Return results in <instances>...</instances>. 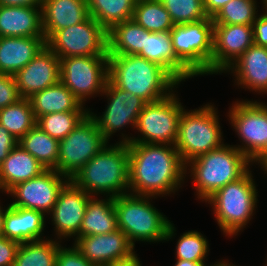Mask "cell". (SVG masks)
<instances>
[{"label":"cell","mask_w":267,"mask_h":266,"mask_svg":"<svg viewBox=\"0 0 267 266\" xmlns=\"http://www.w3.org/2000/svg\"><path fill=\"white\" fill-rule=\"evenodd\" d=\"M128 148L130 194L165 195L174 192L185 178L187 165L175 145L128 143Z\"/></svg>","instance_id":"6da1fadb"},{"label":"cell","mask_w":267,"mask_h":266,"mask_svg":"<svg viewBox=\"0 0 267 266\" xmlns=\"http://www.w3.org/2000/svg\"><path fill=\"white\" fill-rule=\"evenodd\" d=\"M108 79L146 103L167 97L179 84L160 65L138 55H108Z\"/></svg>","instance_id":"7a4b0ae2"},{"label":"cell","mask_w":267,"mask_h":266,"mask_svg":"<svg viewBox=\"0 0 267 266\" xmlns=\"http://www.w3.org/2000/svg\"><path fill=\"white\" fill-rule=\"evenodd\" d=\"M104 146L73 177L72 181L87 194L106 193L114 198L128 194L129 148L126 143ZM125 190V191H124Z\"/></svg>","instance_id":"3957f363"},{"label":"cell","mask_w":267,"mask_h":266,"mask_svg":"<svg viewBox=\"0 0 267 266\" xmlns=\"http://www.w3.org/2000/svg\"><path fill=\"white\" fill-rule=\"evenodd\" d=\"M150 197L130 193L114 197L117 226L133 246L138 240L157 242L174 236L173 224L151 205Z\"/></svg>","instance_id":"277c9868"},{"label":"cell","mask_w":267,"mask_h":266,"mask_svg":"<svg viewBox=\"0 0 267 266\" xmlns=\"http://www.w3.org/2000/svg\"><path fill=\"white\" fill-rule=\"evenodd\" d=\"M251 161L237 147L223 145L187 163L200 199L205 201L218 189L241 178Z\"/></svg>","instance_id":"5b68a950"},{"label":"cell","mask_w":267,"mask_h":266,"mask_svg":"<svg viewBox=\"0 0 267 266\" xmlns=\"http://www.w3.org/2000/svg\"><path fill=\"white\" fill-rule=\"evenodd\" d=\"M216 113L215 108L208 104L191 112L183 108L175 148L185 165L224 145L221 143L222 133Z\"/></svg>","instance_id":"8992f818"},{"label":"cell","mask_w":267,"mask_h":266,"mask_svg":"<svg viewBox=\"0 0 267 266\" xmlns=\"http://www.w3.org/2000/svg\"><path fill=\"white\" fill-rule=\"evenodd\" d=\"M249 172L218 189L206 200L214 207L218 225L229 236L236 235L253 215L257 190Z\"/></svg>","instance_id":"52a82bcc"},{"label":"cell","mask_w":267,"mask_h":266,"mask_svg":"<svg viewBox=\"0 0 267 266\" xmlns=\"http://www.w3.org/2000/svg\"><path fill=\"white\" fill-rule=\"evenodd\" d=\"M213 21L174 25L171 32L176 56L197 76L212 74Z\"/></svg>","instance_id":"ba28073f"},{"label":"cell","mask_w":267,"mask_h":266,"mask_svg":"<svg viewBox=\"0 0 267 266\" xmlns=\"http://www.w3.org/2000/svg\"><path fill=\"white\" fill-rule=\"evenodd\" d=\"M182 110L183 106L174 93L159 101L146 103L136 123V129L143 138L125 137L120 143L175 145Z\"/></svg>","instance_id":"9c48e42d"},{"label":"cell","mask_w":267,"mask_h":266,"mask_svg":"<svg viewBox=\"0 0 267 266\" xmlns=\"http://www.w3.org/2000/svg\"><path fill=\"white\" fill-rule=\"evenodd\" d=\"M106 144L97 123L88 113L65 138L59 140L57 172L72 179Z\"/></svg>","instance_id":"30bf717a"},{"label":"cell","mask_w":267,"mask_h":266,"mask_svg":"<svg viewBox=\"0 0 267 266\" xmlns=\"http://www.w3.org/2000/svg\"><path fill=\"white\" fill-rule=\"evenodd\" d=\"M107 31L93 17L56 31L46 45L59 59L72 56L108 55Z\"/></svg>","instance_id":"8fae6325"},{"label":"cell","mask_w":267,"mask_h":266,"mask_svg":"<svg viewBox=\"0 0 267 266\" xmlns=\"http://www.w3.org/2000/svg\"><path fill=\"white\" fill-rule=\"evenodd\" d=\"M60 81L82 103L102 93L108 81V55L72 56L60 59Z\"/></svg>","instance_id":"7c38bea8"},{"label":"cell","mask_w":267,"mask_h":266,"mask_svg":"<svg viewBox=\"0 0 267 266\" xmlns=\"http://www.w3.org/2000/svg\"><path fill=\"white\" fill-rule=\"evenodd\" d=\"M229 114L232 126L245 143L237 148L253 162L267 145V105L256 101L236 102Z\"/></svg>","instance_id":"4fadbf2b"},{"label":"cell","mask_w":267,"mask_h":266,"mask_svg":"<svg viewBox=\"0 0 267 266\" xmlns=\"http://www.w3.org/2000/svg\"><path fill=\"white\" fill-rule=\"evenodd\" d=\"M63 177L67 180L64 181ZM68 180L56 170L46 169L37 177L12 187L7 193L17 198L10 205L50 213L61 188Z\"/></svg>","instance_id":"5bb4252c"},{"label":"cell","mask_w":267,"mask_h":266,"mask_svg":"<svg viewBox=\"0 0 267 266\" xmlns=\"http://www.w3.org/2000/svg\"><path fill=\"white\" fill-rule=\"evenodd\" d=\"M102 93L106 94L110 101L106 111L101 117L93 115L90 111L89 114L95 120L97 127L108 142L111 134L127 124L131 123L136 128L138 116L146 102L129 91L116 87L109 79Z\"/></svg>","instance_id":"9a60e30c"},{"label":"cell","mask_w":267,"mask_h":266,"mask_svg":"<svg viewBox=\"0 0 267 266\" xmlns=\"http://www.w3.org/2000/svg\"><path fill=\"white\" fill-rule=\"evenodd\" d=\"M253 43L252 25L214 24L212 74L227 71Z\"/></svg>","instance_id":"2e32d148"},{"label":"cell","mask_w":267,"mask_h":266,"mask_svg":"<svg viewBox=\"0 0 267 266\" xmlns=\"http://www.w3.org/2000/svg\"><path fill=\"white\" fill-rule=\"evenodd\" d=\"M91 198L71 179L64 184L51 211L52 221L60 238L73 235L79 238V230Z\"/></svg>","instance_id":"e0dca14e"},{"label":"cell","mask_w":267,"mask_h":266,"mask_svg":"<svg viewBox=\"0 0 267 266\" xmlns=\"http://www.w3.org/2000/svg\"><path fill=\"white\" fill-rule=\"evenodd\" d=\"M74 246L96 266H110L134 253V246L119 228L108 234L76 238Z\"/></svg>","instance_id":"ac0fdd59"},{"label":"cell","mask_w":267,"mask_h":266,"mask_svg":"<svg viewBox=\"0 0 267 266\" xmlns=\"http://www.w3.org/2000/svg\"><path fill=\"white\" fill-rule=\"evenodd\" d=\"M13 76L21 98H30L36 92L60 81V59L46 45L24 68Z\"/></svg>","instance_id":"d6986e66"},{"label":"cell","mask_w":267,"mask_h":266,"mask_svg":"<svg viewBox=\"0 0 267 266\" xmlns=\"http://www.w3.org/2000/svg\"><path fill=\"white\" fill-rule=\"evenodd\" d=\"M164 68L178 83L195 74L176 56L170 31H145V42L137 54Z\"/></svg>","instance_id":"ffe728a7"},{"label":"cell","mask_w":267,"mask_h":266,"mask_svg":"<svg viewBox=\"0 0 267 266\" xmlns=\"http://www.w3.org/2000/svg\"><path fill=\"white\" fill-rule=\"evenodd\" d=\"M41 9L46 41L56 31L80 24L89 17L87 0H43Z\"/></svg>","instance_id":"44dd1931"},{"label":"cell","mask_w":267,"mask_h":266,"mask_svg":"<svg viewBox=\"0 0 267 266\" xmlns=\"http://www.w3.org/2000/svg\"><path fill=\"white\" fill-rule=\"evenodd\" d=\"M39 9L0 5V37H44L42 9Z\"/></svg>","instance_id":"7402d4cb"},{"label":"cell","mask_w":267,"mask_h":266,"mask_svg":"<svg viewBox=\"0 0 267 266\" xmlns=\"http://www.w3.org/2000/svg\"><path fill=\"white\" fill-rule=\"evenodd\" d=\"M45 46V37H0V73L15 75Z\"/></svg>","instance_id":"603a6c76"},{"label":"cell","mask_w":267,"mask_h":266,"mask_svg":"<svg viewBox=\"0 0 267 266\" xmlns=\"http://www.w3.org/2000/svg\"><path fill=\"white\" fill-rule=\"evenodd\" d=\"M231 69L238 85L267 93V47L253 43L227 70Z\"/></svg>","instance_id":"cb8c5ba5"},{"label":"cell","mask_w":267,"mask_h":266,"mask_svg":"<svg viewBox=\"0 0 267 266\" xmlns=\"http://www.w3.org/2000/svg\"><path fill=\"white\" fill-rule=\"evenodd\" d=\"M45 215L41 211L9 206L5 212L2 236L24 243L42 240Z\"/></svg>","instance_id":"d4e9b609"},{"label":"cell","mask_w":267,"mask_h":266,"mask_svg":"<svg viewBox=\"0 0 267 266\" xmlns=\"http://www.w3.org/2000/svg\"><path fill=\"white\" fill-rule=\"evenodd\" d=\"M46 168L19 144L0 164V189L8 192L16 184L40 175Z\"/></svg>","instance_id":"484cf974"},{"label":"cell","mask_w":267,"mask_h":266,"mask_svg":"<svg viewBox=\"0 0 267 266\" xmlns=\"http://www.w3.org/2000/svg\"><path fill=\"white\" fill-rule=\"evenodd\" d=\"M36 120L43 115L55 112L87 111L83 104L61 82L36 92L30 98Z\"/></svg>","instance_id":"4316f807"},{"label":"cell","mask_w":267,"mask_h":266,"mask_svg":"<svg viewBox=\"0 0 267 266\" xmlns=\"http://www.w3.org/2000/svg\"><path fill=\"white\" fill-rule=\"evenodd\" d=\"M118 229L114 198H91L87 204L79 237L108 234Z\"/></svg>","instance_id":"83f0119b"},{"label":"cell","mask_w":267,"mask_h":266,"mask_svg":"<svg viewBox=\"0 0 267 266\" xmlns=\"http://www.w3.org/2000/svg\"><path fill=\"white\" fill-rule=\"evenodd\" d=\"M145 31L133 19L115 25L107 33L108 55H137L144 46Z\"/></svg>","instance_id":"f1b7e54d"},{"label":"cell","mask_w":267,"mask_h":266,"mask_svg":"<svg viewBox=\"0 0 267 266\" xmlns=\"http://www.w3.org/2000/svg\"><path fill=\"white\" fill-rule=\"evenodd\" d=\"M18 144L37 159L46 169L57 171L59 157L58 139L52 138L39 126L35 125L18 141Z\"/></svg>","instance_id":"f546056e"},{"label":"cell","mask_w":267,"mask_h":266,"mask_svg":"<svg viewBox=\"0 0 267 266\" xmlns=\"http://www.w3.org/2000/svg\"><path fill=\"white\" fill-rule=\"evenodd\" d=\"M136 0H87L89 16L108 32L133 17Z\"/></svg>","instance_id":"4dcf8cb0"},{"label":"cell","mask_w":267,"mask_h":266,"mask_svg":"<svg viewBox=\"0 0 267 266\" xmlns=\"http://www.w3.org/2000/svg\"><path fill=\"white\" fill-rule=\"evenodd\" d=\"M36 118L29 98L0 109V124L18 141L36 125Z\"/></svg>","instance_id":"1f68e13d"},{"label":"cell","mask_w":267,"mask_h":266,"mask_svg":"<svg viewBox=\"0 0 267 266\" xmlns=\"http://www.w3.org/2000/svg\"><path fill=\"white\" fill-rule=\"evenodd\" d=\"M132 19L147 31H171L174 24L160 0H136Z\"/></svg>","instance_id":"d6a6232c"},{"label":"cell","mask_w":267,"mask_h":266,"mask_svg":"<svg viewBox=\"0 0 267 266\" xmlns=\"http://www.w3.org/2000/svg\"><path fill=\"white\" fill-rule=\"evenodd\" d=\"M60 244L53 240H36L21 243L14 266H56Z\"/></svg>","instance_id":"836d02e7"},{"label":"cell","mask_w":267,"mask_h":266,"mask_svg":"<svg viewBox=\"0 0 267 266\" xmlns=\"http://www.w3.org/2000/svg\"><path fill=\"white\" fill-rule=\"evenodd\" d=\"M89 113V111L55 112L40 116L36 125L52 138H65Z\"/></svg>","instance_id":"e575fe53"},{"label":"cell","mask_w":267,"mask_h":266,"mask_svg":"<svg viewBox=\"0 0 267 266\" xmlns=\"http://www.w3.org/2000/svg\"><path fill=\"white\" fill-rule=\"evenodd\" d=\"M255 0H231L212 18L213 24L253 25L257 19Z\"/></svg>","instance_id":"d590c367"},{"label":"cell","mask_w":267,"mask_h":266,"mask_svg":"<svg viewBox=\"0 0 267 266\" xmlns=\"http://www.w3.org/2000/svg\"><path fill=\"white\" fill-rule=\"evenodd\" d=\"M174 25L188 24L207 18L203 0H160Z\"/></svg>","instance_id":"8d00e7d4"},{"label":"cell","mask_w":267,"mask_h":266,"mask_svg":"<svg viewBox=\"0 0 267 266\" xmlns=\"http://www.w3.org/2000/svg\"><path fill=\"white\" fill-rule=\"evenodd\" d=\"M208 251V241L197 231L181 235L176 246L177 259L188 261H204Z\"/></svg>","instance_id":"74e56055"},{"label":"cell","mask_w":267,"mask_h":266,"mask_svg":"<svg viewBox=\"0 0 267 266\" xmlns=\"http://www.w3.org/2000/svg\"><path fill=\"white\" fill-rule=\"evenodd\" d=\"M20 98L14 76L0 73V109L17 102Z\"/></svg>","instance_id":"f35d334b"},{"label":"cell","mask_w":267,"mask_h":266,"mask_svg":"<svg viewBox=\"0 0 267 266\" xmlns=\"http://www.w3.org/2000/svg\"><path fill=\"white\" fill-rule=\"evenodd\" d=\"M56 266H96L89 262L74 246L72 248L59 247L56 255Z\"/></svg>","instance_id":"ab89813d"},{"label":"cell","mask_w":267,"mask_h":266,"mask_svg":"<svg viewBox=\"0 0 267 266\" xmlns=\"http://www.w3.org/2000/svg\"><path fill=\"white\" fill-rule=\"evenodd\" d=\"M20 244L18 241L0 236V266H14Z\"/></svg>","instance_id":"60d3db41"},{"label":"cell","mask_w":267,"mask_h":266,"mask_svg":"<svg viewBox=\"0 0 267 266\" xmlns=\"http://www.w3.org/2000/svg\"><path fill=\"white\" fill-rule=\"evenodd\" d=\"M252 26L254 44L267 47V12L258 16Z\"/></svg>","instance_id":"b9f144b4"},{"label":"cell","mask_w":267,"mask_h":266,"mask_svg":"<svg viewBox=\"0 0 267 266\" xmlns=\"http://www.w3.org/2000/svg\"><path fill=\"white\" fill-rule=\"evenodd\" d=\"M18 144V140L0 124V164Z\"/></svg>","instance_id":"7bdbcfd3"},{"label":"cell","mask_w":267,"mask_h":266,"mask_svg":"<svg viewBox=\"0 0 267 266\" xmlns=\"http://www.w3.org/2000/svg\"><path fill=\"white\" fill-rule=\"evenodd\" d=\"M231 0H203L204 10L208 17L213 18L216 13Z\"/></svg>","instance_id":"ee69618b"},{"label":"cell","mask_w":267,"mask_h":266,"mask_svg":"<svg viewBox=\"0 0 267 266\" xmlns=\"http://www.w3.org/2000/svg\"><path fill=\"white\" fill-rule=\"evenodd\" d=\"M43 0H0V5L4 6H34L40 8Z\"/></svg>","instance_id":"f6af8a7d"},{"label":"cell","mask_w":267,"mask_h":266,"mask_svg":"<svg viewBox=\"0 0 267 266\" xmlns=\"http://www.w3.org/2000/svg\"><path fill=\"white\" fill-rule=\"evenodd\" d=\"M110 266H141V264L135 253H133L129 258L117 261L114 264H111Z\"/></svg>","instance_id":"bcb514c9"},{"label":"cell","mask_w":267,"mask_h":266,"mask_svg":"<svg viewBox=\"0 0 267 266\" xmlns=\"http://www.w3.org/2000/svg\"><path fill=\"white\" fill-rule=\"evenodd\" d=\"M174 266H205L204 261H188L177 259V262Z\"/></svg>","instance_id":"7dc6e473"},{"label":"cell","mask_w":267,"mask_h":266,"mask_svg":"<svg viewBox=\"0 0 267 266\" xmlns=\"http://www.w3.org/2000/svg\"><path fill=\"white\" fill-rule=\"evenodd\" d=\"M254 162L260 163L262 168H264L267 165V145L264 148V150L253 160Z\"/></svg>","instance_id":"c3c4849f"},{"label":"cell","mask_w":267,"mask_h":266,"mask_svg":"<svg viewBox=\"0 0 267 266\" xmlns=\"http://www.w3.org/2000/svg\"><path fill=\"white\" fill-rule=\"evenodd\" d=\"M1 208L2 207L0 206V236H2L3 224H4V218H5V212L7 210V209L3 210Z\"/></svg>","instance_id":"681fc988"},{"label":"cell","mask_w":267,"mask_h":266,"mask_svg":"<svg viewBox=\"0 0 267 266\" xmlns=\"http://www.w3.org/2000/svg\"><path fill=\"white\" fill-rule=\"evenodd\" d=\"M263 4H265V5H264V8L266 9L265 12H267V0H263Z\"/></svg>","instance_id":"f907efd6"},{"label":"cell","mask_w":267,"mask_h":266,"mask_svg":"<svg viewBox=\"0 0 267 266\" xmlns=\"http://www.w3.org/2000/svg\"><path fill=\"white\" fill-rule=\"evenodd\" d=\"M222 266H233V265L226 263V262H222Z\"/></svg>","instance_id":"816d5d0a"},{"label":"cell","mask_w":267,"mask_h":266,"mask_svg":"<svg viewBox=\"0 0 267 266\" xmlns=\"http://www.w3.org/2000/svg\"><path fill=\"white\" fill-rule=\"evenodd\" d=\"M206 266V265H205ZM210 266H222V262H219L217 264H214V265H210Z\"/></svg>","instance_id":"f5cc1de1"},{"label":"cell","mask_w":267,"mask_h":266,"mask_svg":"<svg viewBox=\"0 0 267 266\" xmlns=\"http://www.w3.org/2000/svg\"><path fill=\"white\" fill-rule=\"evenodd\" d=\"M264 171H267V165L264 167V169H263ZM267 173V172H266Z\"/></svg>","instance_id":"db71d44e"}]
</instances>
